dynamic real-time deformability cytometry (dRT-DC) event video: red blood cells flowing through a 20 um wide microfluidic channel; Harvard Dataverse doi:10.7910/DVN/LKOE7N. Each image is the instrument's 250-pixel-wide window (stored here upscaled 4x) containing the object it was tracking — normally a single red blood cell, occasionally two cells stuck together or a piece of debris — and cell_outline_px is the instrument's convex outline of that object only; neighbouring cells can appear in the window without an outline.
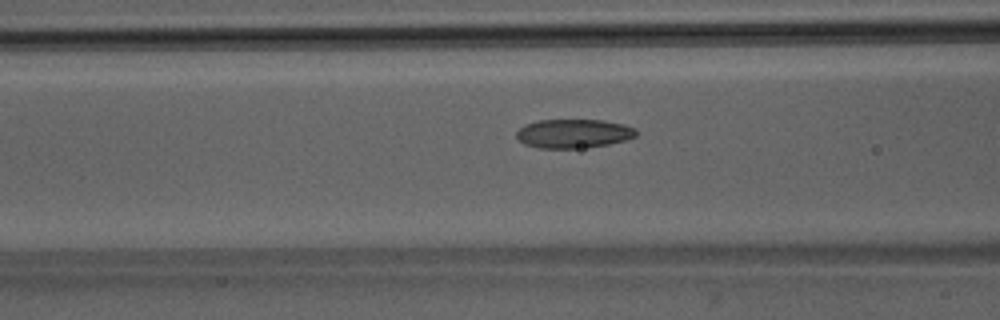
{"species": "Egyptian fruit bat (a non-hibernating species)", "species_latin": "Rousettus aegyptiacus", "temperature_condition": "room temperature", "stored_images_in_passage": 47, "camera_frame_rate_fps": 3000, "um_per_image_px": 0.085, "animal": {"sex": "male"}, "frame": {"image": 1, "passage_image": 21, "time_ms": 6.667, "image_size_px": [1000, 320], "cell_outline_px": [[636, 136], [624, 140], [608, 144], [580, 148], [536, 148], [524, 144], [516, 136], [516, 132], [524, 124], [536, 120], [604, 120], [624, 124], [636, 128]], "centroid_in_image_um": [48.72, 11.34], "position_along_channel_um": 117.9, "area_um2": 20.23}}
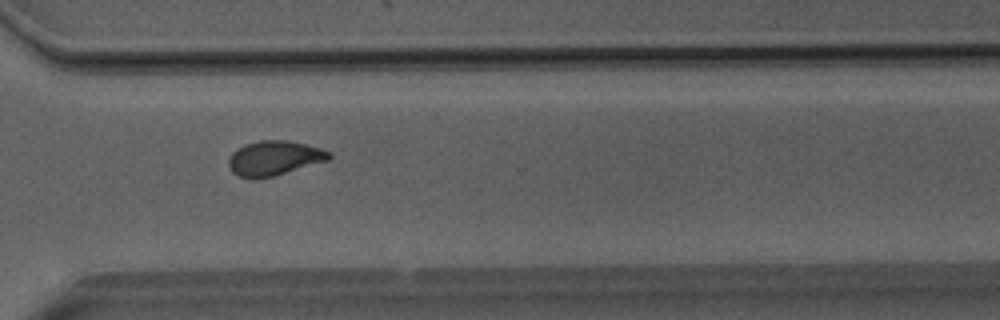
{"frame": {"image": 2, "passage_image": 38, "time_ms": 12.333, "image_size_px": [1000, 320], "cell_outline_px": [[332, 156], [328, 160], [272, 176], [240, 176], [232, 172], [228, 164], [228, 160], [232, 152], [244, 144], [260, 140], [284, 140], [304, 144], [320, 148], [332, 152]], "centroid_in_image_um": [23.32, 13.4], "position_along_channel_um": 347.3, "area_um2": 19.71}}
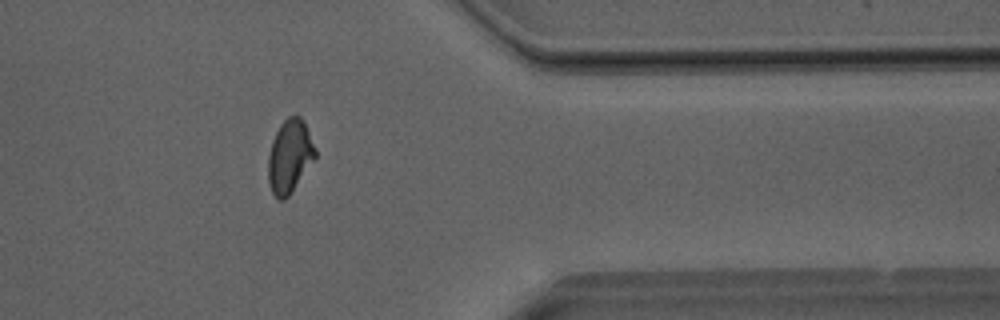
{"frame": {"image": 3, "passage_image": 42, "time_ms": 13.667, "image_size_px": [1000, 320], "cell_outline_px": [[316, 156], [288, 196], [284, 200], [276, 200], [272, 192], [268, 180], [268, 156], [272, 140], [280, 124], [288, 116], [300, 116], [316, 148]], "centroid_in_image_um": [24.59, 13.29], "position_along_channel_um": 386.8, "area_um2": 19.77}}